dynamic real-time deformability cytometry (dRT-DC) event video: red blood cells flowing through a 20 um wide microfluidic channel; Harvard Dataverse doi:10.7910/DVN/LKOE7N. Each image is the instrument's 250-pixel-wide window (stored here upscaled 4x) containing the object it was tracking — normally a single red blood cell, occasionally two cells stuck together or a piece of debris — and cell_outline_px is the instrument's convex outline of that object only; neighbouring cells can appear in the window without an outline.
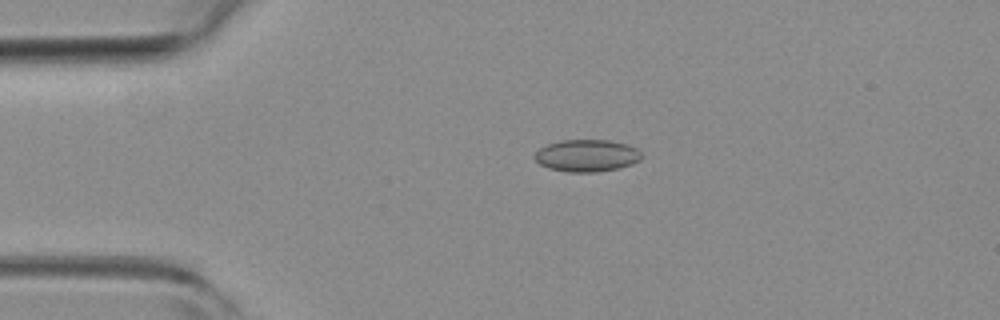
{"species": "common noctule bat (a hibernating species)", "species_latin": "Nyctalus noctula", "temperature_condition": "room temperature", "stored_images_in_passage": 4, "camera_frame_rate_fps": 3000, "um_per_image_px": 0.085, "animal": {"sex": "female", "body_mass_g": 19.3, "forearm_length_mm": 54.1}, "frame": {"image": 1, "passage_image": 3, "time_ms": 0.667, "image_size_px": [1000, 320], "cell_outline_px": [[640, 160], [632, 164], [616, 168], [596, 172], [568, 172], [548, 168], [540, 164], [532, 156], [540, 148], [548, 144], [560, 140], [608, 140], [628, 144], [636, 148], [640, 152]], "centroid_in_image_um": [49.85, 13.22], "position_along_channel_um": 35.1, "area_um2": 19.94}}